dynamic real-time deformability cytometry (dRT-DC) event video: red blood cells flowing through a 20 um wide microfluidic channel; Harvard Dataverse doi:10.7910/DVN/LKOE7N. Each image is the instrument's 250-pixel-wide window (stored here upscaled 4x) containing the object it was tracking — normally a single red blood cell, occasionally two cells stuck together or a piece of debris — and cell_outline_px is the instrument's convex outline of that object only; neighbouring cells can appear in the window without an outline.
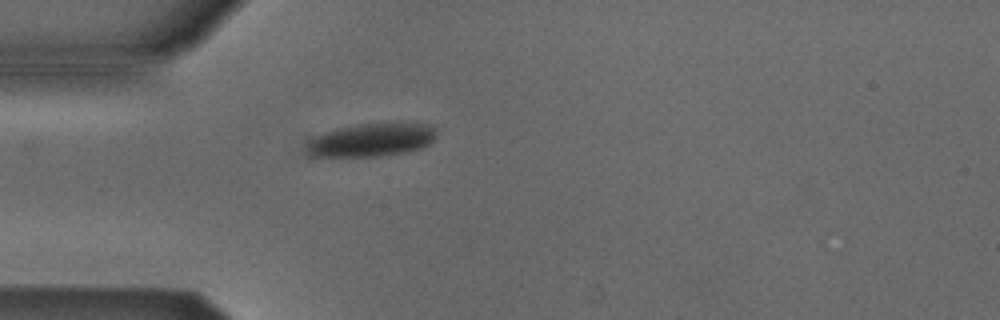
{"species": "Egyptian fruit bat (a non-hibernating species)", "species_latin": "Rousettus aegyptiacus", "temperature_condition": "cold", "stored_images_in_passage": 39, "camera_frame_rate_fps": 3000, "um_per_image_px": 0.085, "animal": {"sex": "male"}, "frame": {"image": 1, "passage_image": 1, "time_ms": 0.0, "image_size_px": [1000, 320], "cell_outline_px": [[436, 136], [428, 144], [420, 148], [404, 152], [380, 156], [312, 156], [312, 140], [316, 136], [324, 132], [336, 128], [356, 124], [388, 120], [416, 120], [432, 124], [436, 128]], "centroid_in_image_um": [31.8, 11.79], "position_along_channel_um": 53.2, "area_um2": 25.78}}
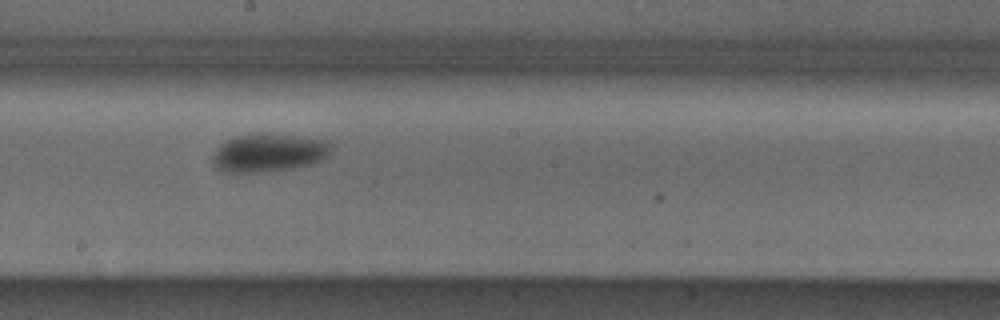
{"frame": {"image": 2, "passage_image": 15, "time_ms": 4.667, "image_size_px": [1000, 320], "cell_outline_px": [[332, 148], [328, 156], [312, 164], [292, 168], [260, 172], [232, 172], [216, 168], [212, 160], [212, 156], [216, 148], [220, 144], [236, 136], [252, 132], [272, 132], [328, 140], [332, 144]], "centroid_in_image_um": [22.87, 12.94], "position_along_channel_um": 225.3, "area_um2": 26.88}}
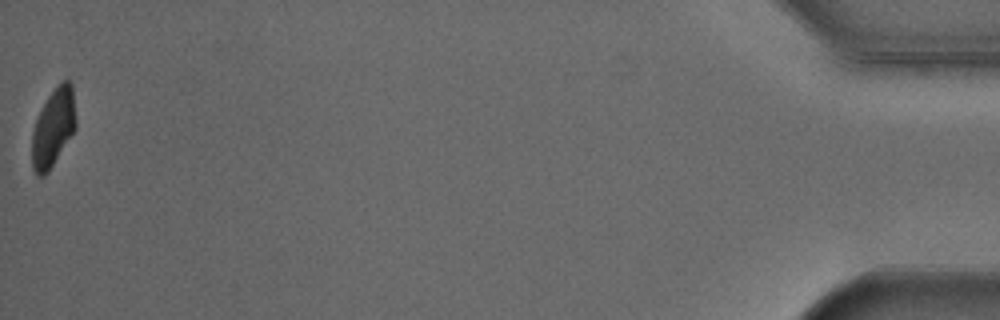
{"frame": {"image": 3, "passage_image": 39, "time_ms": 12.667, "image_size_px": [1000, 320], "cell_outline_px": [[76, 128], [48, 172], [44, 176], [36, 176], [32, 168], [32, 132], [36, 120], [48, 96], [60, 80], [68, 80], [72, 84], [76, 120]], "centroid_in_image_um": [4.53, 10.85], "position_along_channel_um": 430.7, "area_um2": 19.94}, "authors_computed_cell_mechanics": {"area_um2": 24.9696, "velocity_mm_per_s": 3.8491, "shape_relaxation_time_tau1_ms": 2.724, "shape_relaxation_time_tau2_ms": null, "deformation_change_tau1": 0.0791, "deformation_change_tau2": null}}